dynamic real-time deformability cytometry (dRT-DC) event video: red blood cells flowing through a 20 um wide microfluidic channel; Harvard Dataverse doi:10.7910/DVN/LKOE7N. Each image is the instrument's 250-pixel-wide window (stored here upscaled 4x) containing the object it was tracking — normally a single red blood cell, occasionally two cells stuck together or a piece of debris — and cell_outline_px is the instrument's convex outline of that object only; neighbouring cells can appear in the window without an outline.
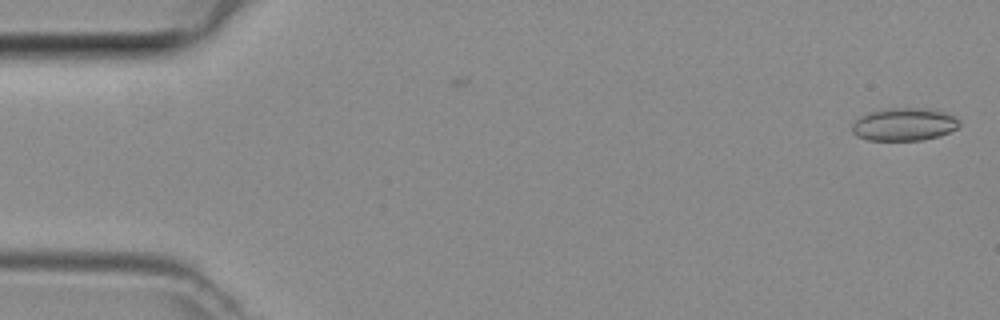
{"species": "common noctule bat (a hibernating species)", "species_latin": "Nyctalus noctula", "temperature_condition": "room temperature", "stored_images_in_passage": 4, "segment_of_instrument_passage": [2, 2], "camera_frame_rate_fps": 3000, "um_per_image_px": 0.085, "animal": {"sex": "female", "body_mass_g": 29.2, "forearm_length_mm": 56.3}, "frame": {"image": 1, "passage_image": 4, "time_ms": 1.0, "image_size_px": [1000, 320], "cell_outline_px": [[960, 124], [956, 128], [940, 136], [924, 140], [868, 140], [856, 136], [852, 132], [852, 124], [860, 116], [868, 112], [888, 108], [936, 108], [956, 116], [960, 120]], "centroid_in_image_um": [76.88, 10.56], "position_along_channel_um": 8.1, "area_um2": 20.87}}